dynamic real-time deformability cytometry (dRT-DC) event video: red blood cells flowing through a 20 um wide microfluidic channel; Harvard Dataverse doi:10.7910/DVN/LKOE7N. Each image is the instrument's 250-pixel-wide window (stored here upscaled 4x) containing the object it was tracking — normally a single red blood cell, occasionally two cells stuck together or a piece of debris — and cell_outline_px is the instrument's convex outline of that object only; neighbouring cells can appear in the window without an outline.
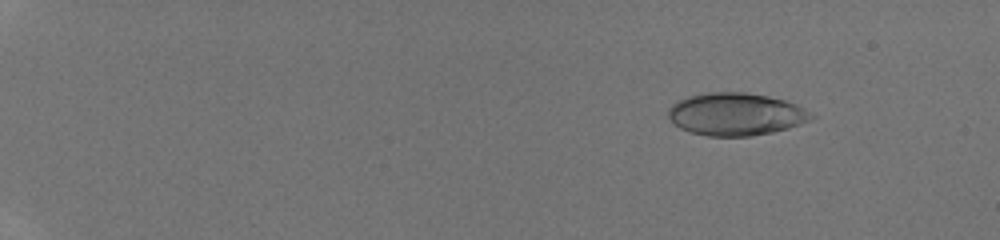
{"species": "human", "species_latin": "Homo sapiens", "temperature_condition": "room temperature", "stored_images_in_passage": 44, "camera_frame_rate_fps": 3000, "um_per_image_px": 0.085, "donor": {"sex": "male"}, "frame": {"image": 1, "passage_image": 4, "time_ms": 1.0, "image_size_px": [1000, 240], "cell_outline_px": [[816, 116], [800, 124], [788, 128], [772, 132], [752, 136], [708, 136], [692, 132], [680, 128], [668, 116], [668, 108], [672, 104], [688, 96], [708, 92], [744, 92], [768, 96], [784, 100], [796, 104], [804, 108]], "centroid_in_image_um": [62.55, 9.7], "position_along_channel_um": 22.4, "area_um2": 35.32}}
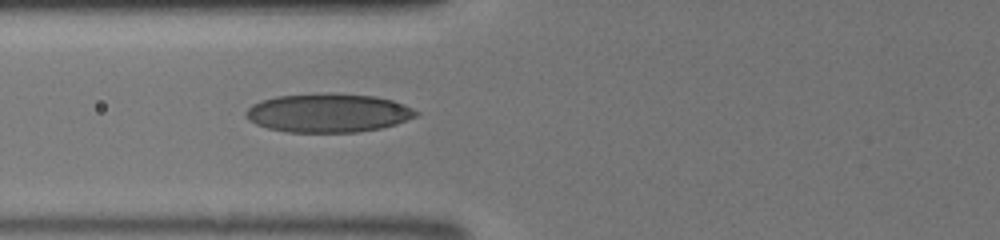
{"frame": {"image": 2, "passage_image": 19, "time_ms": 6.0, "image_size_px": [1000, 240], "cell_outline_px": [[420, 112], [416, 116], [396, 124], [380, 128], [356, 132], [288, 132], [268, 128], [256, 124], [248, 120], [244, 116], [244, 112], [252, 104], [276, 96], [372, 96], [392, 100], [404, 104]], "centroid_in_image_um": [27.88, 9.65], "position_along_channel_um": 97.9, "area_um2": 37.11}}
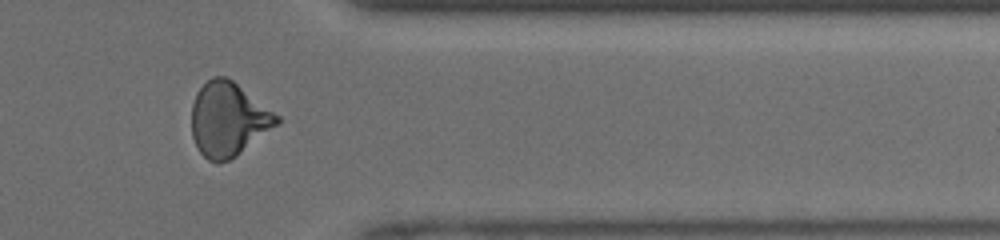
{"frame": {"image": 3, "passage_image": 38, "time_ms": 12.333, "image_size_px": [1000, 240], "cell_outline_px": [[280, 124], [236, 156], [228, 160], [208, 160], [200, 152], [192, 136], [192, 104], [196, 92], [212, 76], [224, 76], [232, 80], [280, 116]], "centroid_in_image_um": [19.42, 10.13], "position_along_channel_um": 392.0, "area_um2": 36.47}}